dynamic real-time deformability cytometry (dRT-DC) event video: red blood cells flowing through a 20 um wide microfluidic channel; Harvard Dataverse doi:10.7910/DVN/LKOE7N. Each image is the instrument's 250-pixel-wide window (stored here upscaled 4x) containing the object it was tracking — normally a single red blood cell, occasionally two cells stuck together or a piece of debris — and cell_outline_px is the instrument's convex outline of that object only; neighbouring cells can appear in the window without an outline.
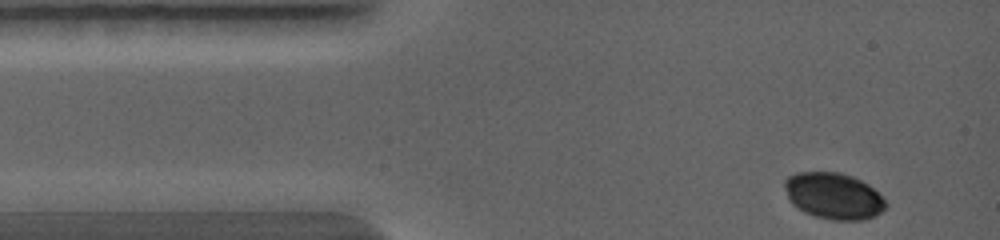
{"species": "common noctule bat (a hibernating species)", "species_latin": "Nyctalus noctula", "temperature_condition": "warm", "stored_images_in_passage": 21, "camera_frame_rate_fps": 5000, "um_per_image_px": 0.085, "animal": {"sex": "female", "body_mass_g": 19.0, "forearm_length_mm": 56.7}, "frame": {"image": 1, "passage_image": 1, "time_ms": 0.0, "image_size_px": [1000, 240], "cell_outline_px": [[888, 204], [876, 216], [864, 220], [832, 220], [816, 216], [804, 212], [792, 204], [788, 200], [784, 188], [784, 180], [788, 176], [796, 172], [840, 172], [852, 176], [868, 184]], "centroid_in_image_um": [70.82, 16.65], "position_along_channel_um": 14.2, "area_um2": 27.4}}
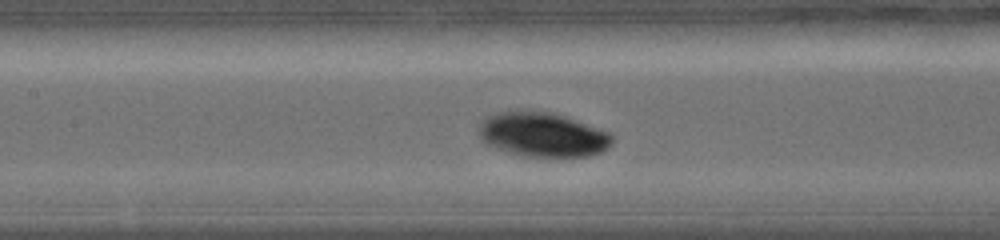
{"frame": {"image": 2, "passage_image": 10, "time_ms": 3.8, "image_size_px": [1000, 240], "cell_outline_px": [[612, 144], [608, 148], [600, 152], [588, 156], [520, 156], [496, 148], [480, 140], [480, 124], [488, 116], [496, 112], [516, 108], [524, 108], [552, 112], [564, 116], [608, 132], [612, 136]], "centroid_in_image_um": [46.07, 11.41], "position_along_channel_um": 161.3, "area_um2": 34.8}}
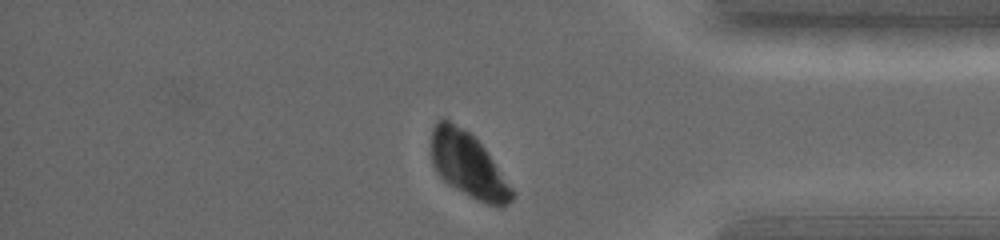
{"frame": {"image": 3, "passage_image": 21, "time_ms": 8.4, "image_size_px": [1000, 240], "cell_outline_px": [[516, 192], [512, 200], [508, 204], [500, 208], [476, 200], [448, 184], [436, 172], [432, 164], [432, 128], [440, 120], [448, 120], [464, 128], [484, 148]], "centroid_in_image_um": [39.81, 14.07], "position_along_channel_um": 395.4, "area_um2": 30.23}}